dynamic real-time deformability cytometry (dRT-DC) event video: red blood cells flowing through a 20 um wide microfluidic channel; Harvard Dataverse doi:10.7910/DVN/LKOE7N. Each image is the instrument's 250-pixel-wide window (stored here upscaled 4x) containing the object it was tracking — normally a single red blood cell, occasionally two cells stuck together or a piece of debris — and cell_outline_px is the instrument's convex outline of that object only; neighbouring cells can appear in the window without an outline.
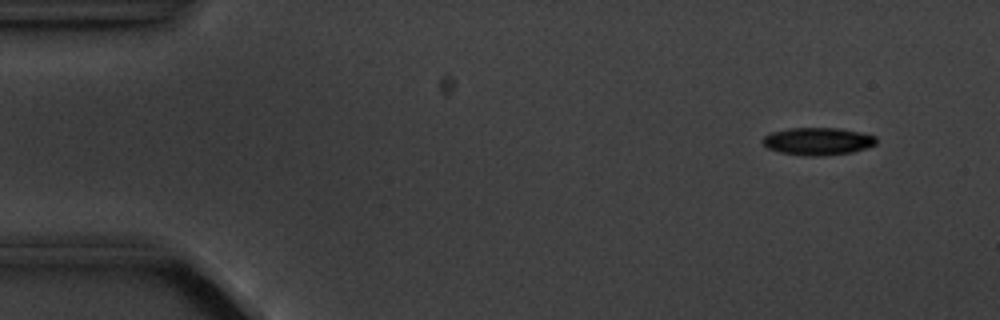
{"species": "common noctule bat (a hibernating species)", "species_latin": "Nyctalus noctula", "temperature_condition": "cold", "stored_images_in_passage": 5, "camera_frame_rate_fps": 3000, "um_per_image_px": 0.085, "animal": {"sex": "male", "body_mass_g": 20.1, "forearm_length_mm": 53.5}, "frame": {"image": 1, "passage_image": 1, "time_ms": 0.0, "image_size_px": [1000, 320], "cell_outline_px": [[876, 144], [852, 152], [824, 156], [808, 156], [780, 152], [768, 148], [760, 140], [764, 136], [772, 132], [788, 128], [840, 128], [860, 132], [876, 136]], "centroid_in_image_um": [69.5, 12.0], "position_along_channel_um": 15.5, "area_um2": 18.21}}
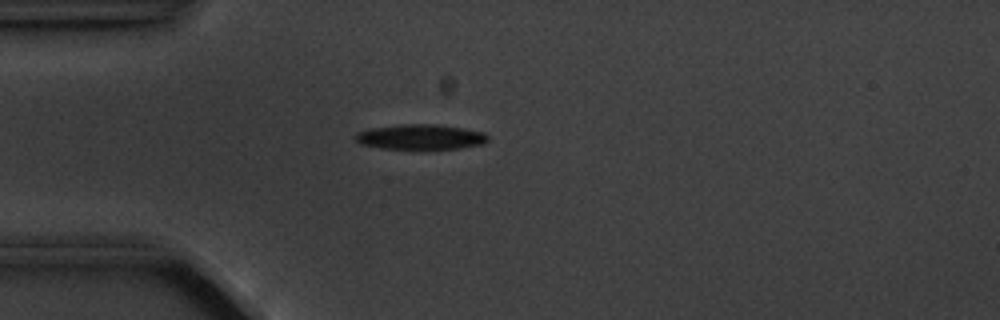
{"frame": {"image": 2, "passage_image": 4, "time_ms": 3.333, "image_size_px": [1000, 320], "cell_outline_px": [[488, 140], [484, 144], [460, 148], [384, 148], [360, 144], [356, 140], [356, 132], [368, 128], [400, 124], [436, 124], [464, 128], [484, 132], [488, 136]], "centroid_in_image_um": [35.75, 11.62], "position_along_channel_um": 49.2, "area_um2": 19.31}}